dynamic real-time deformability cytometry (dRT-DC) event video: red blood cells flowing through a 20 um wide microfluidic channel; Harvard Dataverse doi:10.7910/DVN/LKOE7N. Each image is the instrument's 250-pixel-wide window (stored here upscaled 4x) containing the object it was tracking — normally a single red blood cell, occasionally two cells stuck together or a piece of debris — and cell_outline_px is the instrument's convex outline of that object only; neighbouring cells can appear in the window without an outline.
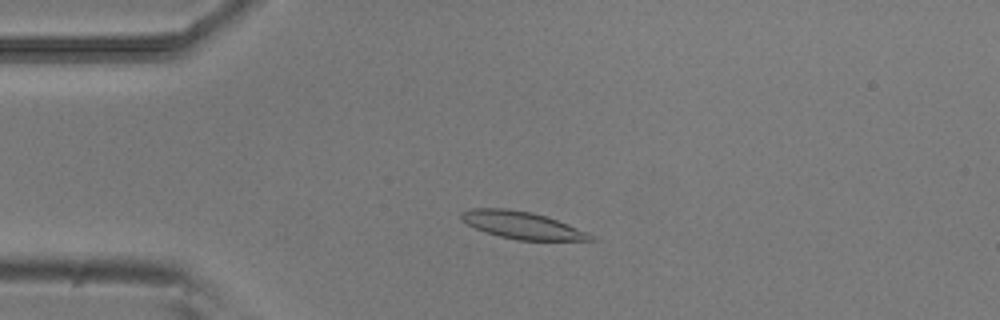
{"species": "common noctule bat (a hibernating species)", "species_latin": "Nyctalus noctula", "temperature_condition": "room temperature", "stored_images_in_passage": 52, "camera_frame_rate_fps": 3000, "um_per_image_px": 0.085, "animal": {"sex": "male", "body_mass_g": 20.5, "forearm_length_mm": 52.5}, "frame": {"image": 1, "passage_image": 11, "time_ms": 3.333, "image_size_px": [1000, 320], "cell_outline_px": [[596, 240], [516, 240], [500, 236], [476, 228], [460, 220], [460, 212], [472, 208], [504, 208], [532, 212], [568, 224], [588, 232]], "centroid_in_image_um": [44.34, 19.13], "position_along_channel_um": 40.7, "area_um2": 20.29}}
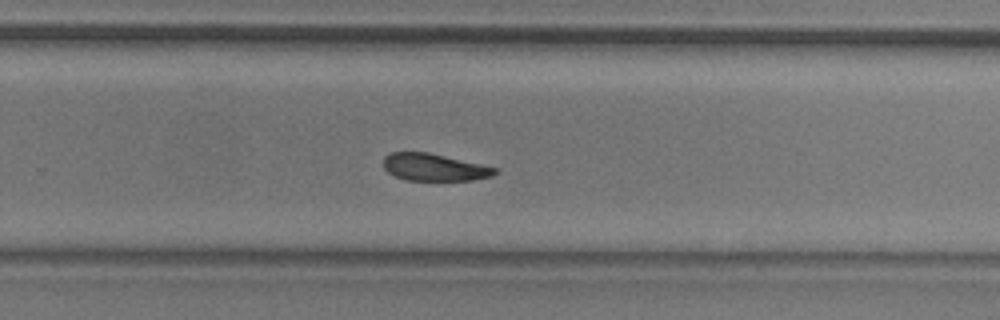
{"frame": {"image": 2, "passage_image": 33, "time_ms": 10.667, "image_size_px": [1000, 320], "cell_outline_px": [[500, 172], [492, 176], [472, 180], [404, 180], [388, 172], [384, 168], [384, 156], [392, 152], [428, 152], [480, 164], [496, 168]], "centroid_in_image_um": [36.91, 14.22], "position_along_channel_um": 292.9, "area_um2": 17.57}}
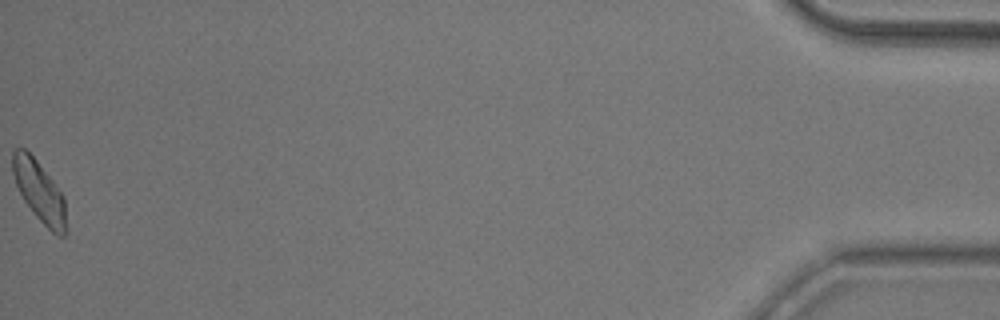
{"frame": {"image": 3, "passage_image": 52, "time_ms": 17.0, "image_size_px": [1000, 320], "cell_outline_px": [[68, 232], [64, 236], [56, 236], [36, 216], [24, 200], [16, 184], [12, 172], [12, 152], [16, 148], [24, 148], [36, 160], [52, 180], [64, 196]], "centroid_in_image_um": [3.37, 16.31], "position_along_channel_um": 431.8, "area_um2": 18.96}, "authors_computed_cell_mechanics": {"area_um2": 19.3919, "velocity_mm_per_s": 3.779, "shape_relaxation_time_tau1_ms": 5.0285, "shape_relaxation_time_tau2_ms": 10.7193, "deformation_change_tau1": 0.1395, "deformation_change_tau2": 0.184}}